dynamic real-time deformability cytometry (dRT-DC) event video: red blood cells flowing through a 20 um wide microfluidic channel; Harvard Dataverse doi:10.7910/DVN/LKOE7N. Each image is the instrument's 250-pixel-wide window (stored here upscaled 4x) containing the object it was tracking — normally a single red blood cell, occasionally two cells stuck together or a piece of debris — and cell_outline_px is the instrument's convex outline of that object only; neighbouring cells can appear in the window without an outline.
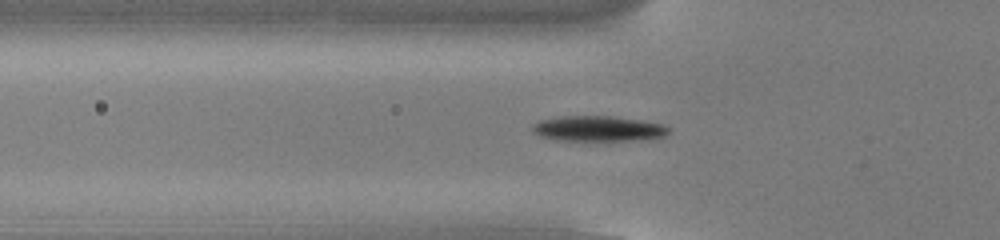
{"species": "common noctule bat (a hibernating species)", "species_latin": "Nyctalus noctula", "temperature_condition": "cold", "stored_images_in_passage": 54, "camera_frame_rate_fps": 3000, "um_per_image_px": 0.085, "animal": {"sex": "male", "body_mass_g": 13.0, "forearm_length_mm": 53.1}, "frame": {"image": 1, "passage_image": 19, "time_ms": 6.0, "image_size_px": [1000, 240], "cell_outline_px": [[672, 128], [664, 136], [632, 140], [556, 140], [540, 136], [532, 132], [532, 124], [540, 120], [560, 116], [612, 116], [644, 120], [664, 124]], "centroid_in_image_um": [50.84, 10.92], "position_along_channel_um": 75.0, "area_um2": 20.23}}
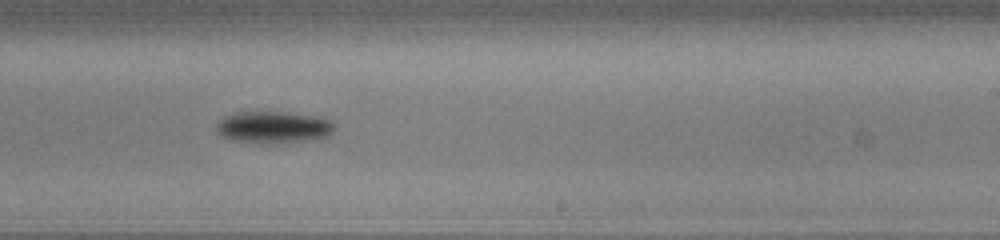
{"frame": {"image": 2, "passage_image": 34, "time_ms": 11.0, "image_size_px": [1000, 240], "cell_outline_px": [[336, 124], [332, 132], [328, 136], [320, 140], [276, 144], [256, 144], [232, 140], [216, 132], [216, 124], [224, 116], [236, 112], [284, 112], [312, 116], [332, 120]], "centroid_in_image_um": [23.27, 10.85], "position_along_channel_um": 265.7, "area_um2": 22.54}}
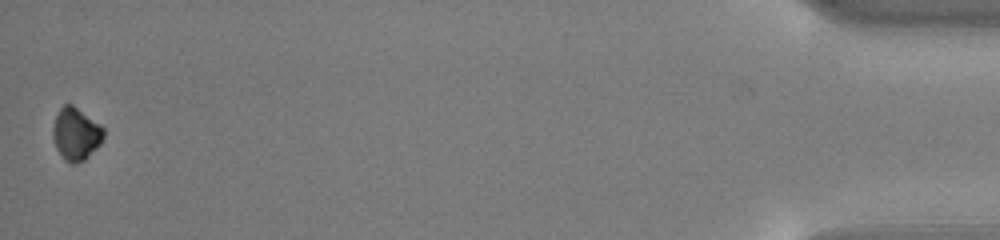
{"frame": {"image": 3, "passage_image": 54, "time_ms": 17.667, "image_size_px": [1000, 240], "cell_outline_px": [[104, 136], [100, 144], [84, 160], [76, 164], [68, 164], [64, 160], [56, 148], [52, 136], [52, 128], [56, 116], [60, 108], [64, 104], [72, 104], [100, 124], [104, 128]], "centroid_in_image_um": [6.44, 11.4], "position_along_channel_um": 428.8, "area_um2": 15.61}, "authors_computed_cell_mechanics": {"area_um2": 18.496, "velocity_mm_per_s": 3.8207, "shape_relaxation_time_tau1_ms": 2.1035, "shape_relaxation_time_tau2_ms": null, "deformation_change_tau1": 0.1303, "deformation_change_tau2": null}}